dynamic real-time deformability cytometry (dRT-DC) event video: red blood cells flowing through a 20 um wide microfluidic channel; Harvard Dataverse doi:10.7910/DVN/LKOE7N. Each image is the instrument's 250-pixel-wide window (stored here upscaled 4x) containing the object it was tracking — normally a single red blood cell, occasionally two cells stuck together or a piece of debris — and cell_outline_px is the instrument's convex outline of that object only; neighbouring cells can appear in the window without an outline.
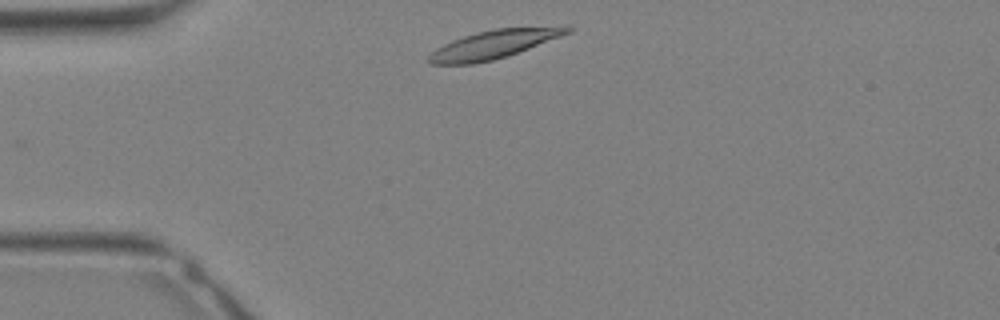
{"species": "Egyptian fruit bat (a non-hibernating species)", "species_latin": "Rousettus aegyptiacus", "temperature_condition": "warm", "stored_images_in_passage": 20, "camera_frame_rate_fps": 3000, "um_per_image_px": 0.085, "animal": {"sex": "female"}, "frame": {"image": 1, "passage_image": 1, "time_ms": 0.0, "image_size_px": [1000, 320], "cell_outline_px": [[572, 32], [508, 56], [492, 60], [472, 64], [428, 64], [424, 60], [436, 48], [452, 40], [476, 32], [496, 28], [572, 28]], "centroid_in_image_um": [41.83, 3.81], "position_along_channel_um": 43.2, "area_um2": 22.43}}
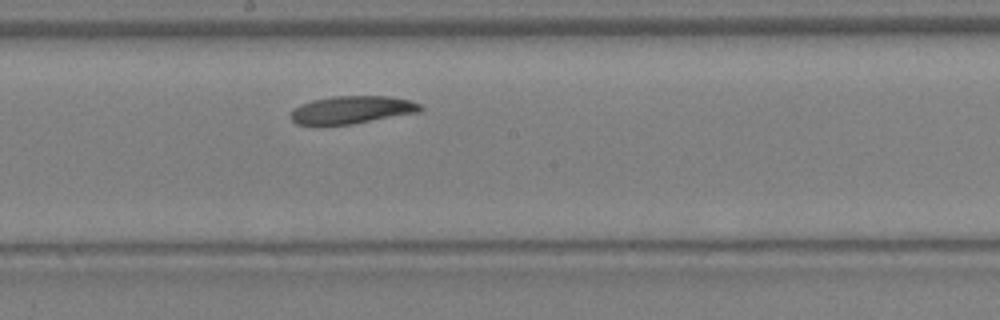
{"frame": {"image": 2, "passage_image": 11, "time_ms": 3.333, "image_size_px": [1000, 320], "cell_outline_px": [[424, 108], [420, 112], [352, 124], [316, 128], [296, 124], [292, 120], [292, 108], [300, 104], [312, 100], [332, 96], [388, 96], [408, 100], [420, 104]], "centroid_in_image_um": [29.83, 9.37], "position_along_channel_um": 218.4, "area_um2": 21.62}}
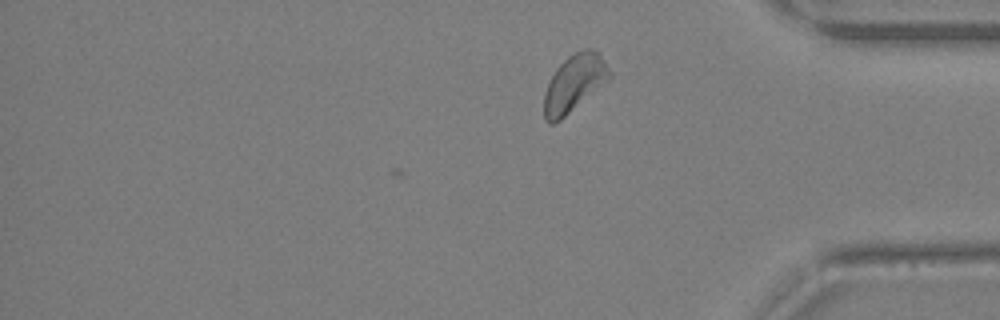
{"frame": {"image": 3, "passage_image": 20, "time_ms": 6.333, "image_size_px": [1000, 320], "cell_outline_px": [[612, 76], [608, 80], [560, 120], [552, 124], [548, 124], [544, 120], [544, 92], [556, 68], [568, 56], [584, 48], [588, 48], [600, 52], [612, 72]], "centroid_in_image_um": [48.82, 7.06], "position_along_channel_um": 386.4, "area_um2": 21.68}}